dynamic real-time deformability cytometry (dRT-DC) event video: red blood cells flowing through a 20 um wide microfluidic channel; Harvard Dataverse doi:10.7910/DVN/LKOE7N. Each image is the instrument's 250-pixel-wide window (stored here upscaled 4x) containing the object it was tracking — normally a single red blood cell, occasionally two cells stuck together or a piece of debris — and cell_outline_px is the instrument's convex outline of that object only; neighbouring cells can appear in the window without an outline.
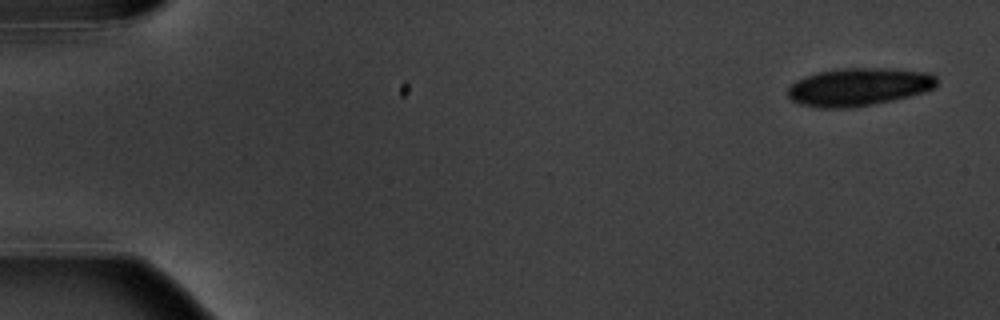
{"species": "common noctule bat (a hibernating species)", "species_latin": "Nyctalus noctula", "temperature_condition": "warm", "stored_images_in_passage": 7, "camera_frame_rate_fps": 3000, "um_per_image_px": 0.085, "animal": {"sex": "male", "body_mass_g": 20.1, "forearm_length_mm": 53.5}, "frame": {"image": 1, "passage_image": 1, "time_ms": 0.0, "image_size_px": [1000, 320], "cell_outline_px": [[936, 88], [924, 92], [892, 100], [852, 108], [816, 108], [800, 104], [792, 100], [788, 96], [788, 88], [796, 80], [804, 76], [816, 72], [844, 68], [896, 68], [932, 72], [936, 76]], "centroid_in_image_um": [73.01, 7.37], "position_along_channel_um": 12.0, "area_um2": 33.29}}
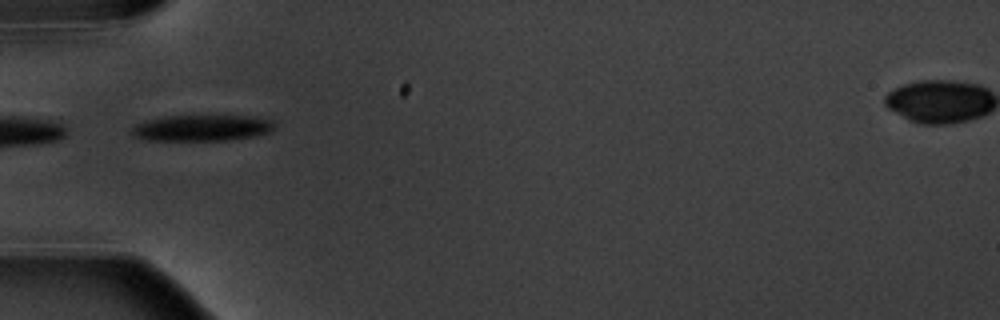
{"frame": {"image": 2, "passage_image": 6, "time_ms": 5.667, "image_size_px": [1000, 320], "cell_outline_px": [[276, 128], [260, 136], [228, 140], [144, 140], [132, 136], [128, 132], [136, 124], [148, 120], [164, 116], [192, 112], [256, 116], [272, 120], [276, 124]], "centroid_in_image_um": [17.19, 10.81], "position_along_channel_um": 67.8, "area_um2": 23.41}}